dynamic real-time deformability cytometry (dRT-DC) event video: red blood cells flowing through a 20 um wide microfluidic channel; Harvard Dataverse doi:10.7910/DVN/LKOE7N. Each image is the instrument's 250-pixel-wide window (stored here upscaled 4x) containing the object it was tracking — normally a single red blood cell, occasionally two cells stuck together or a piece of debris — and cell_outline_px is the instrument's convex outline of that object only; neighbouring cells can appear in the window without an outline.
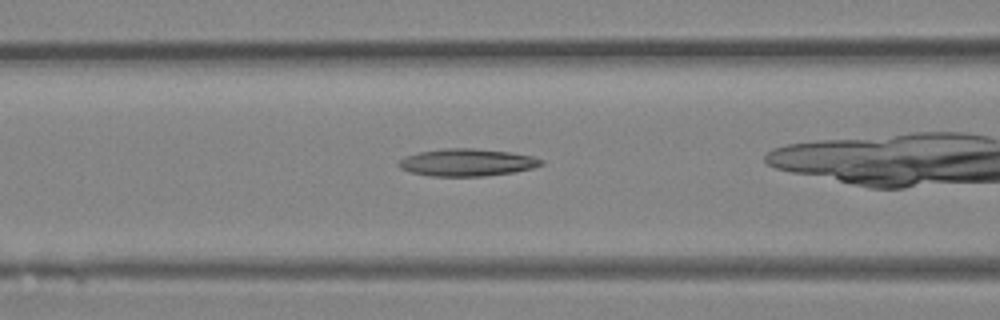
{"species": "Egyptian fruit bat (a non-hibernating species)", "species_latin": "Rousettus aegyptiacus", "temperature_condition": "room temperature", "stored_images_in_passage": 25, "camera_frame_rate_fps": 3000, "um_per_image_px": 0.085, "animal": {"sex": "female"}, "frame": {"image": 1, "passage_image": 9, "time_ms": 2.667, "image_size_px": [1000, 320], "cell_outline_px": [[544, 164], [532, 168], [516, 172], [484, 176], [428, 176], [408, 172], [400, 168], [396, 164], [404, 156], [420, 152], [444, 148], [472, 148], [508, 152], [532, 156], [544, 160]], "centroid_in_image_um": [39.67, 13.81], "position_along_channel_um": 126.9, "area_um2": 22.83}}
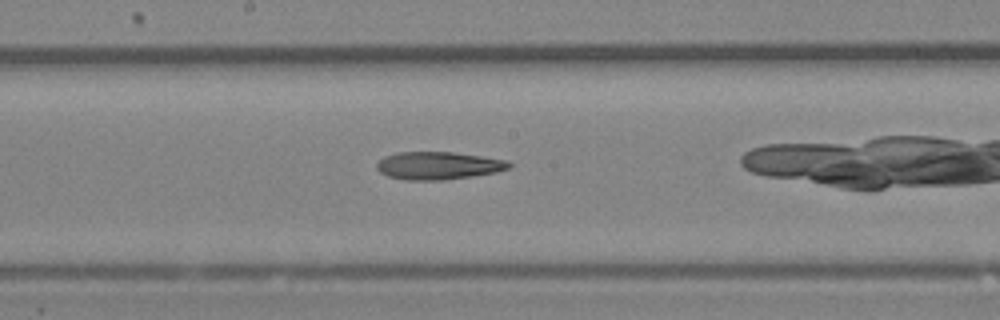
{"frame": {"image": 2, "passage_image": 14, "time_ms": 4.333, "image_size_px": [1000, 320], "cell_outline_px": [[512, 164], [508, 168], [496, 172], [472, 176], [444, 180], [404, 180], [388, 176], [380, 172], [376, 168], [376, 164], [384, 156], [396, 152], [452, 152], [484, 156], [504, 160]], "centroid_in_image_um": [37.22, 14.07], "position_along_channel_um": 211.0, "area_um2": 21.39}}
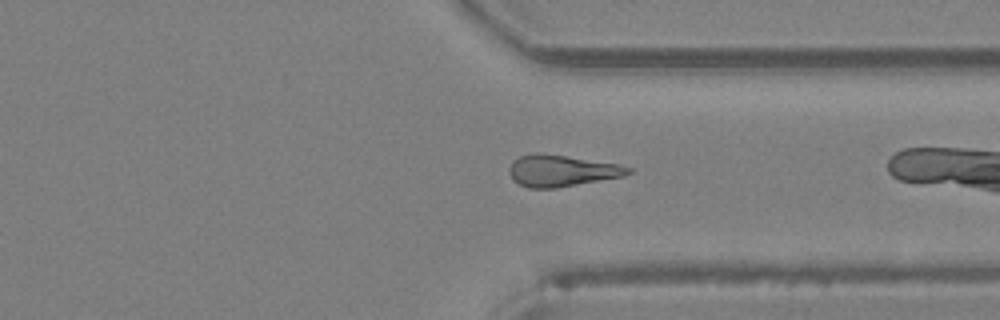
{"frame": {"image": 3, "passage_image": 23, "time_ms": 7.333, "image_size_px": [1000, 320], "cell_outline_px": [[632, 172], [624, 176], [556, 188], [528, 188], [512, 180], [508, 172], [508, 168], [512, 160], [520, 156], [532, 152], [540, 152], [620, 164], [632, 168]], "centroid_in_image_um": [47.7, 14.5], "position_along_channel_um": 363.7, "area_um2": 22.14}}